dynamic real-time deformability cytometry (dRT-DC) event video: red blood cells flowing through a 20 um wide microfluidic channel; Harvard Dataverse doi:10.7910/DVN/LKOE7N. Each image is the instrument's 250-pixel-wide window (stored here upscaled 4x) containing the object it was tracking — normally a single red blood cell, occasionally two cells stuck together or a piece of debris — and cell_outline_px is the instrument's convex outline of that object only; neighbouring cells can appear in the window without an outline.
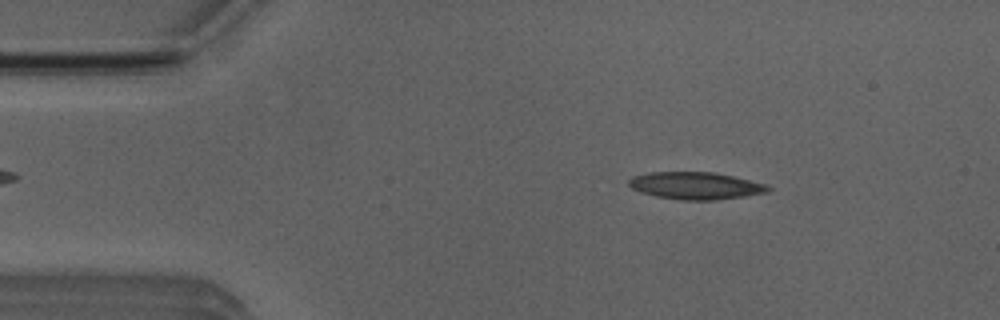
{"species": "Egyptian fruit bat (a non-hibernating species)", "species_latin": "Rousettus aegyptiacus", "temperature_condition": "room temperature", "stored_images_in_passage": 51, "camera_frame_rate_fps": 3000, "um_per_image_px": 0.085, "animal": {"sex": "male"}, "frame": {"image": 1, "passage_image": 7, "time_ms": 2.0, "image_size_px": [1000, 320], "cell_outline_px": [[772, 188], [768, 192], [716, 200], [680, 200], [656, 196], [640, 192], [632, 188], [628, 184], [628, 180], [632, 176], [648, 172], [716, 172], [764, 184]], "centroid_in_image_um": [59.07, 15.78], "position_along_channel_um": 25.9, "area_um2": 22.02}}
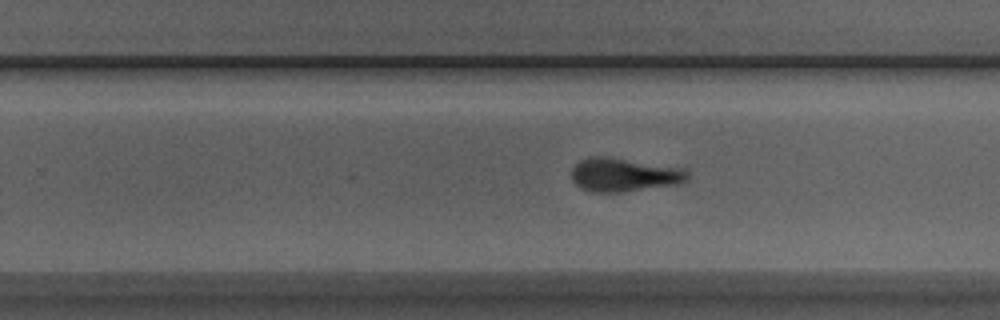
{"frame": {"image": 2, "passage_image": 31, "time_ms": 10.0, "image_size_px": [1000, 320], "cell_outline_px": [[688, 180], [680, 184], [624, 192], [592, 192], [580, 188], [572, 180], [572, 168], [580, 160], [588, 156], [608, 156], [684, 168], [688, 172]], "centroid_in_image_um": [53.05, 14.85], "position_along_channel_um": 276.7, "area_um2": 23.06}}
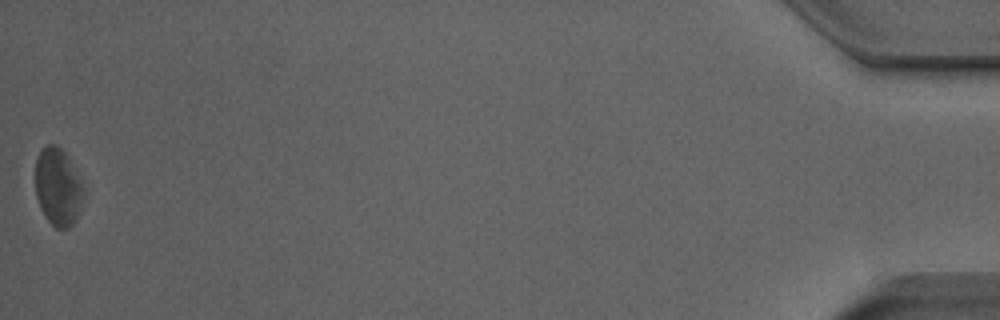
{"frame": {"image": 3, "passage_image": 51, "time_ms": 16.667, "image_size_px": [1000, 320], "cell_outline_px": [[84, 192], [76, 220], [68, 228], [56, 228], [48, 220], [40, 208], [36, 196], [36, 156], [48, 144], [56, 144], [64, 152]], "centroid_in_image_um": [4.88, 15.92], "position_along_channel_um": 430.3, "area_um2": 21.04}, "authors_computed_cell_mechanics": {"area_um2": 22.253, "velocity_mm_per_s": 3.872, "shape_relaxation_time_tau1_ms": 4.0823, "shape_relaxation_time_tau2_ms": 2.6039, "deformation_change_tau1": 0.147, "deformation_change_tau2": 0.1053}}